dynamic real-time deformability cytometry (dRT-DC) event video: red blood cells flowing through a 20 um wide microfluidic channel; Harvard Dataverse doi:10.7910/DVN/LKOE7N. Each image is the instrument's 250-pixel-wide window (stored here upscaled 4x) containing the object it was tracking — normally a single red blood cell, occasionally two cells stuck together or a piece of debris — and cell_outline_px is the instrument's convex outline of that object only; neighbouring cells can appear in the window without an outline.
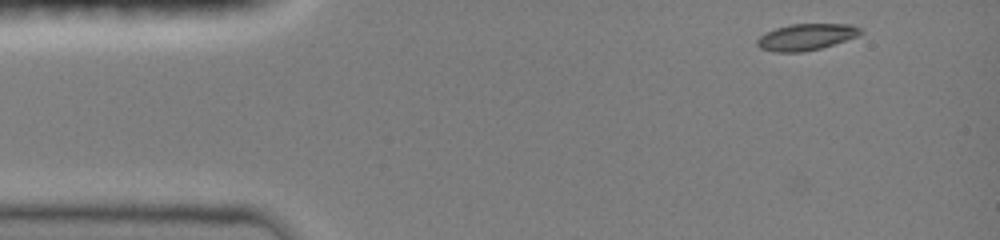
{"species": "common noctule bat (a hibernating species)", "species_latin": "Nyctalus noctula", "temperature_condition": "room temperature", "stored_images_in_passage": 11, "camera_frame_rate_fps": 3000, "um_per_image_px": 0.085, "animal": {"sex": "female", "body_mass_g": 19.0, "forearm_length_mm": 51.5}, "frame": {"image": 1, "passage_image": 1, "time_ms": 0.0, "image_size_px": [1000, 240], "cell_outline_px": [[864, 32], [860, 36], [820, 48], [800, 52], [772, 52], [760, 48], [756, 44], [756, 40], [760, 36], [776, 28], [792, 24], [852, 24], [860, 28]], "centroid_in_image_um": [68.55, 3.14], "position_along_channel_um": 16.4, "area_um2": 15.95}}